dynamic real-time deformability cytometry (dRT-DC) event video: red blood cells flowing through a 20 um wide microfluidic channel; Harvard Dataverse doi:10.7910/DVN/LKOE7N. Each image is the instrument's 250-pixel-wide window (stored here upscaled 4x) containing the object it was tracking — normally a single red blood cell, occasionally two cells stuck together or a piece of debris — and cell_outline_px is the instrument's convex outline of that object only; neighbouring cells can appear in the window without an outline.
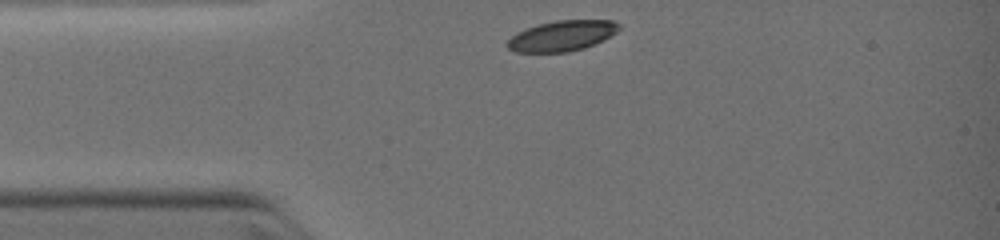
{"species": "common noctule bat (a hibernating species)", "species_latin": "Nyctalus noctula", "temperature_condition": "warm", "stored_images_in_passage": 9, "camera_frame_rate_fps": 3000, "um_per_image_px": 0.085, "animal": {"sex": "female", "body_mass_g": 19.0, "forearm_length_mm": 51.5}, "frame": {"image": 1, "passage_image": 1, "time_ms": 0.0, "image_size_px": [1000, 240], "cell_outline_px": [[620, 28], [616, 32], [584, 48], [568, 52], [516, 52], [508, 48], [508, 40], [512, 36], [528, 28], [540, 24], [556, 20], [612, 20], [620, 24]], "centroid_in_image_um": [47.78, 3.04], "position_along_channel_um": 37.2, "area_um2": 19.36}}
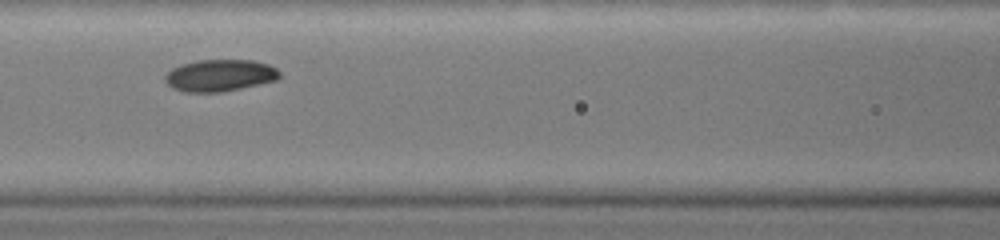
{"frame": {"image": 2, "passage_image": 6, "time_ms": 2.667, "image_size_px": [1000, 240], "cell_outline_px": [[280, 76], [276, 80], [240, 88], [220, 92], [188, 92], [172, 88], [164, 80], [164, 76], [172, 68], [180, 64], [196, 60], [252, 60], [268, 64], [276, 68], [280, 72]], "centroid_in_image_um": [18.66, 6.4], "position_along_channel_um": 147.9, "area_um2": 21.21}}
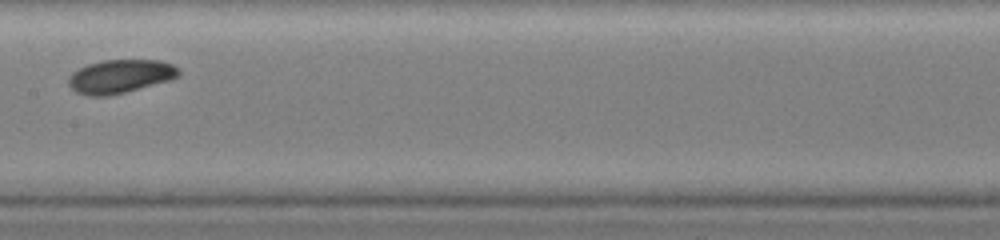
{"frame": {"image": 3, "passage_image": 8, "time_ms": 3.667, "image_size_px": [1000, 240], "cell_outline_px": [[180, 76], [172, 80], [108, 96], [88, 96], [76, 92], [68, 84], [68, 76], [72, 72], [88, 64], [104, 60], [160, 60], [172, 64], [180, 68]], "centroid_in_image_um": [10.24, 6.49], "position_along_channel_um": 197.2, "area_um2": 21.68}}